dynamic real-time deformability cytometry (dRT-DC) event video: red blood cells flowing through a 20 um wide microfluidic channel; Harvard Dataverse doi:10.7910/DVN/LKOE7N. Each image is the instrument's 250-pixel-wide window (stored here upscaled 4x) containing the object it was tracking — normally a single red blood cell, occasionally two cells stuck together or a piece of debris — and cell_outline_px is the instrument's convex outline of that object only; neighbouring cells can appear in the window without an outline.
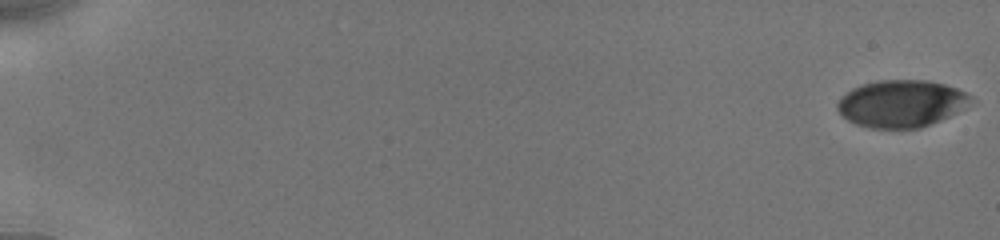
{"species": "human", "species_latin": "Homo sapiens", "temperature_condition": "cold", "stored_images_in_passage": 10, "camera_frame_rate_fps": 3000, "um_per_image_px": 0.085, "donor": {"sex": "male"}, "frame": {"image": 1, "passage_image": 1, "time_ms": 0.0, "image_size_px": [1000, 240], "cell_outline_px": [[976, 100], [956, 112], [940, 120], [920, 128], [872, 128], [856, 124], [848, 120], [836, 108], [836, 104], [852, 88], [860, 84], [880, 80], [928, 80], [944, 84], [956, 88], [972, 96]], "centroid_in_image_um": [76.63, 8.79], "position_along_channel_um": 8.4, "area_um2": 36.47}}
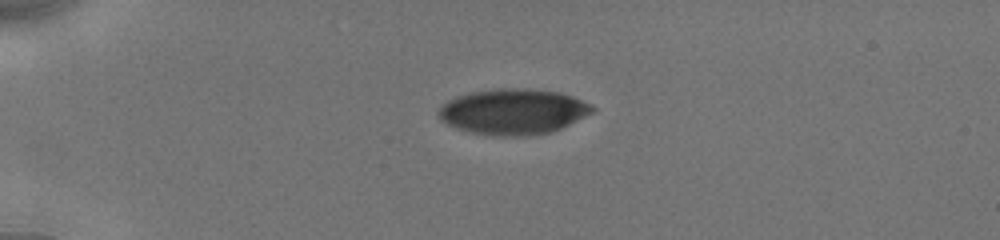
{"frame": {"image": 2, "passage_image": 7, "time_ms": 4.667, "image_size_px": [1000, 240], "cell_outline_px": [[596, 112], [552, 132], [532, 136], [492, 136], [472, 132], [456, 128], [440, 120], [436, 112], [448, 100], [456, 96], [472, 92], [496, 88], [524, 88], [560, 92], [572, 96], [596, 108]], "centroid_in_image_um": [43.63, 9.5], "position_along_channel_um": 41.4, "area_um2": 41.15}}
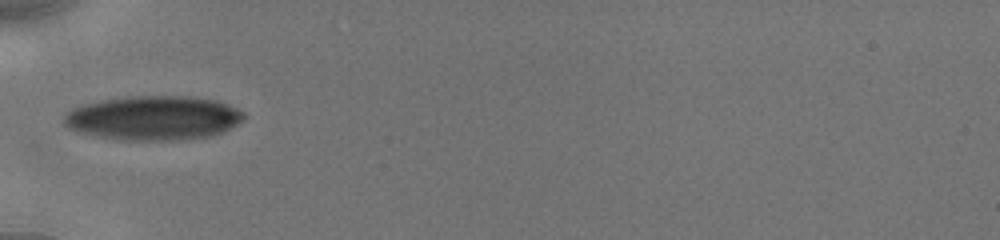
{"frame": {"image": 3, "passage_image": 9, "time_ms": 6.667, "image_size_px": [1000, 240], "cell_outline_px": [[244, 120], [240, 124], [224, 132], [212, 136], [176, 140], [120, 140], [92, 136], [76, 132], [68, 128], [64, 124], [64, 112], [80, 104], [100, 100], [128, 96], [188, 96], [216, 100], [236, 108], [244, 112]], "centroid_in_image_um": [13.01, 10.03], "position_along_channel_um": 72.0, "area_um2": 47.16}}